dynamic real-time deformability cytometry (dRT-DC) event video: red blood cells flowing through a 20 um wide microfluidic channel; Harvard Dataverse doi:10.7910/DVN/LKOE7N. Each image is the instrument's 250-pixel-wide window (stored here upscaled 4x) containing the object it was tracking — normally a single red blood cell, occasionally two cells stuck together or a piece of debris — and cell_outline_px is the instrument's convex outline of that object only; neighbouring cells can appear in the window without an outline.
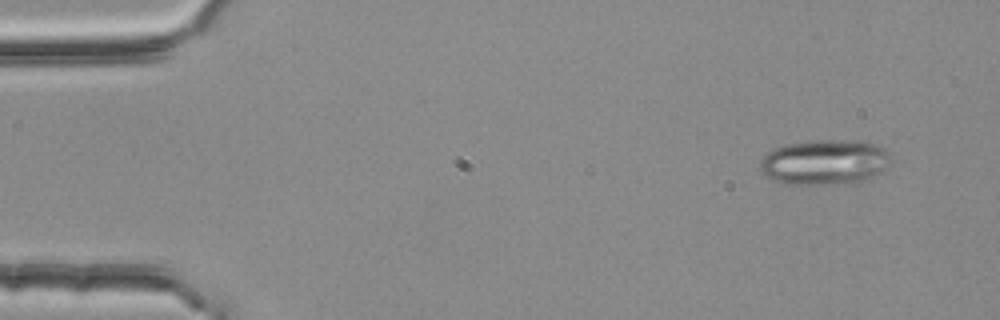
{"species": "common noctule bat (a hibernating species)", "species_latin": "Nyctalus noctula", "temperature_condition": "room temperature", "stored_images_in_passage": 4, "camera_frame_rate_fps": 3000, "um_per_image_px": 0.085, "animal": {"sex": "female", "body_mass_g": 25.1}, "frame": {"image": 1, "passage_image": 1, "time_ms": 0.0, "image_size_px": [1000, 320], "cell_outline_px": [[888, 164], [880, 172], [872, 176], [848, 184], [784, 184], [768, 176], [760, 168], [760, 160], [768, 152], [784, 144], [816, 140], [860, 140], [876, 144], [884, 148], [888, 152]], "centroid_in_image_um": [70.09, 13.77], "position_along_channel_um": 14.9, "area_um2": 34.16}}